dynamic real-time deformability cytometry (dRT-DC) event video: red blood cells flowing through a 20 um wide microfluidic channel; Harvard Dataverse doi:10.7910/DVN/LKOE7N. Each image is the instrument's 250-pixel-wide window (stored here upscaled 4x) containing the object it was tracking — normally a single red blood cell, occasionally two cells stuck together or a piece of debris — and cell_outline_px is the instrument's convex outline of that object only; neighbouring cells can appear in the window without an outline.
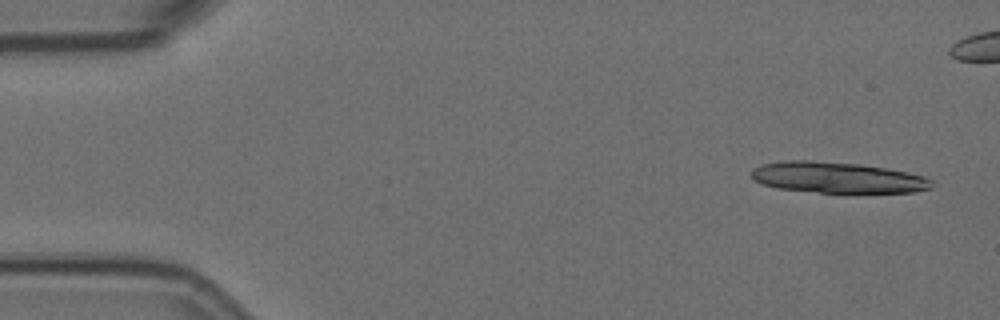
{"species": "Egyptian fruit bat (a non-hibernating species)", "species_latin": "Rousettus aegyptiacus", "temperature_condition": "room temperature", "stored_images_in_passage": 5, "camera_frame_rate_fps": 3000, "um_per_image_px": 0.085, "animal": {"sex": "female"}, "frame": {"image": 1, "passage_image": 1, "time_ms": 0.0, "image_size_px": [1000, 320], "cell_outline_px": [[936, 184], [932, 188], [916, 192], [820, 192], [776, 188], [764, 184], [756, 180], [752, 176], [752, 168], [760, 164], [788, 160], [808, 160], [860, 164], [908, 172], [924, 176], [932, 180]], "centroid_in_image_um": [71.22, 15.08], "position_along_channel_um": 13.8, "area_um2": 32.43}}